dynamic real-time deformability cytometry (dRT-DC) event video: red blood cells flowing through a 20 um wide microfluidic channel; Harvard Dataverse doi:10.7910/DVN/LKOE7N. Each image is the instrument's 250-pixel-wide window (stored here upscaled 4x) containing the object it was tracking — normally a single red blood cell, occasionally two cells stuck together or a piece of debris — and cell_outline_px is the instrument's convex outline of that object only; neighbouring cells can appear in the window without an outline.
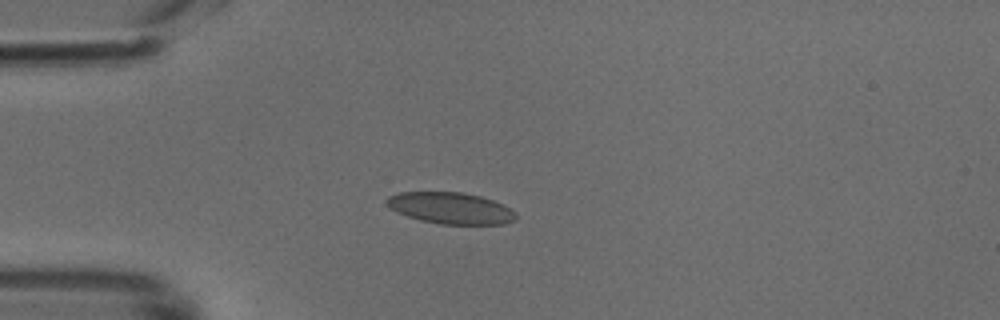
{"species": "common noctule bat (a hibernating species)", "species_latin": "Nyctalus noctula", "temperature_condition": "cold", "stored_images_in_passage": 39, "camera_frame_rate_fps": 3000, "um_per_image_px": 0.085, "animal": {"sex": "male", "body_mass_g": 18.8}, "frame": {"image": 1, "passage_image": 11, "time_ms": 3.333, "image_size_px": [1000, 320], "cell_outline_px": [[516, 220], [504, 224], [440, 224], [420, 220], [396, 212], [384, 200], [388, 196], [400, 192], [460, 192], [480, 196], [504, 204], [516, 212]], "centroid_in_image_um": [38.33, 17.69], "position_along_channel_um": 46.7, "area_um2": 23.7}}
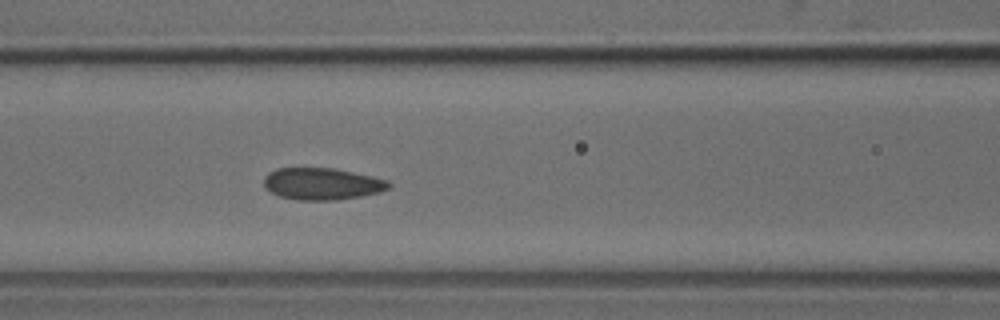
{"frame": {"image": 2, "passage_image": 19, "time_ms": 6.0, "image_size_px": [1000, 320], "cell_outline_px": [[392, 184], [388, 188], [380, 192], [360, 196], [336, 200], [296, 200], [280, 196], [264, 188], [264, 176], [268, 172], [276, 168], [336, 168], [372, 176], [388, 180]], "centroid_in_image_um": [27.36, 15.62], "position_along_channel_um": 139.2, "area_um2": 23.35}}
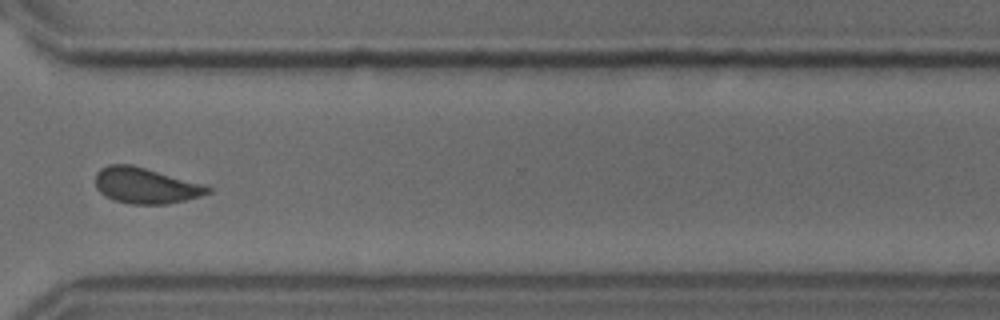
{"frame": {"image": 3, "passage_image": 35, "time_ms": 11.333, "image_size_px": [1000, 320], "cell_outline_px": [[212, 192], [200, 196], [168, 204], [132, 204], [112, 200], [104, 196], [96, 188], [96, 172], [100, 168], [108, 164], [132, 164], [208, 184], [212, 188]], "centroid_in_image_um": [12.41, 15.76], "position_along_channel_um": 358.2, "area_um2": 23.99}}